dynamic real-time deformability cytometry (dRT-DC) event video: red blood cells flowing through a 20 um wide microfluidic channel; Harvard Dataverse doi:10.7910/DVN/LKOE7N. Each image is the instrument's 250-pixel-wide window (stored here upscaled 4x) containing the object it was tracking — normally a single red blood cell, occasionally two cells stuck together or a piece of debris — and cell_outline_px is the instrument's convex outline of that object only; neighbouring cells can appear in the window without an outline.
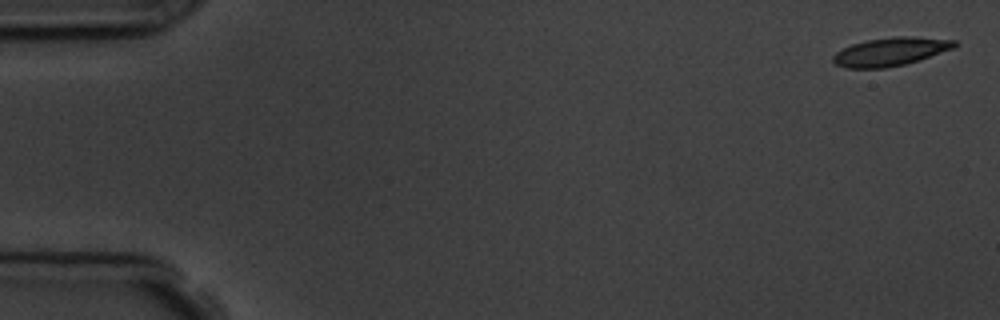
{"species": "common noctule bat (a hibernating species)", "species_latin": "Nyctalus noctula", "temperature_condition": "room temperature", "stored_images_in_passage": 6, "camera_frame_rate_fps": 3000, "um_per_image_px": 0.085, "animal": {"sex": "male", "body_mass_g": 19.5, "forearm_length_mm": 54.6}, "frame": {"image": 1, "passage_image": 1, "time_ms": 0.0, "image_size_px": [1000, 320], "cell_outline_px": [[956, 48], [920, 60], [904, 64], [884, 68], [844, 68], [836, 64], [832, 60], [832, 56], [836, 52], [852, 44], [868, 40], [896, 36], [912, 36], [956, 40]], "centroid_in_image_um": [75.72, 4.39], "position_along_channel_um": 9.3, "area_um2": 20.11}}
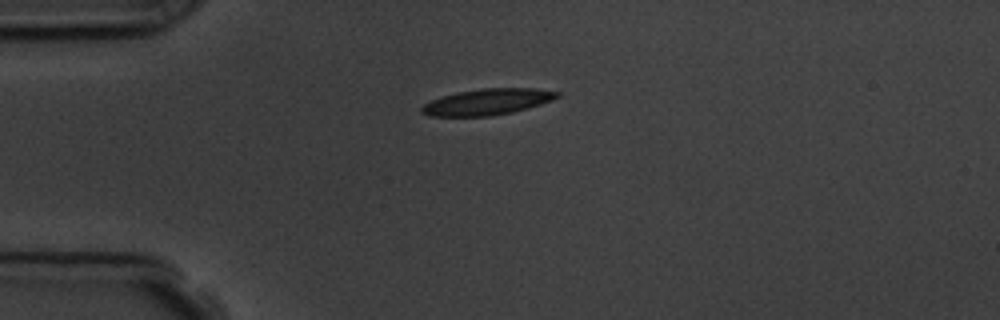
{"frame": {"image": 2, "passage_image": 4, "time_ms": 4.0, "image_size_px": [1000, 320], "cell_outline_px": [[560, 96], [552, 100], [528, 108], [512, 112], [492, 116], [428, 116], [420, 112], [420, 108], [424, 104], [440, 96], [456, 92], [480, 88], [536, 88], [560, 92]], "centroid_in_image_um": [41.41, 8.65], "position_along_channel_um": 43.6, "area_um2": 20.81}}